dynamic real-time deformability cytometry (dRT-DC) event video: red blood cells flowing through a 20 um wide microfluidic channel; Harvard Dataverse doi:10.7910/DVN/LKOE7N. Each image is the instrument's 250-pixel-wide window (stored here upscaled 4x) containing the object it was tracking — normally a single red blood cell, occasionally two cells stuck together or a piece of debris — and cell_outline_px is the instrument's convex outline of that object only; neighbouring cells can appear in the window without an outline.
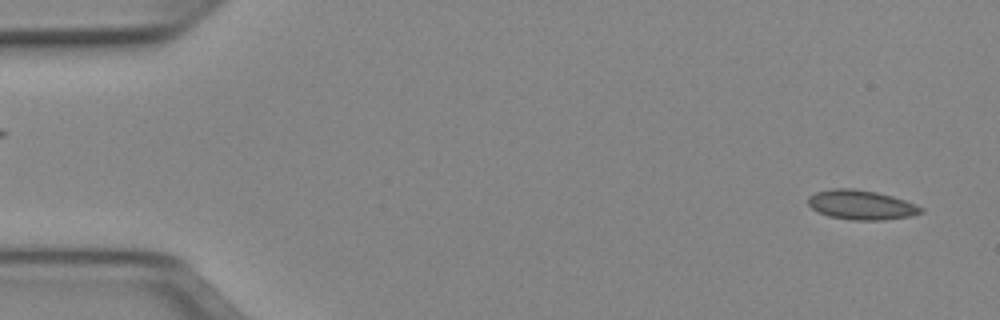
{"species": "Egyptian fruit bat (a non-hibernating species)", "species_latin": "Rousettus aegyptiacus", "temperature_condition": "cold", "stored_images_in_passage": 49, "camera_frame_rate_fps": 3000, "um_per_image_px": 0.085, "animal": {"sex": "female"}, "frame": {"image": 1, "passage_image": 1, "time_ms": 0.0, "image_size_px": [1000, 320], "cell_outline_px": [[924, 212], [912, 216], [880, 220], [852, 220], [828, 216], [812, 208], [808, 204], [808, 196], [816, 192], [832, 188], [852, 188], [876, 192], [892, 196], [916, 204], [924, 208]], "centroid_in_image_um": [73.22, 17.41], "position_along_channel_um": 11.8, "area_um2": 19.42}}
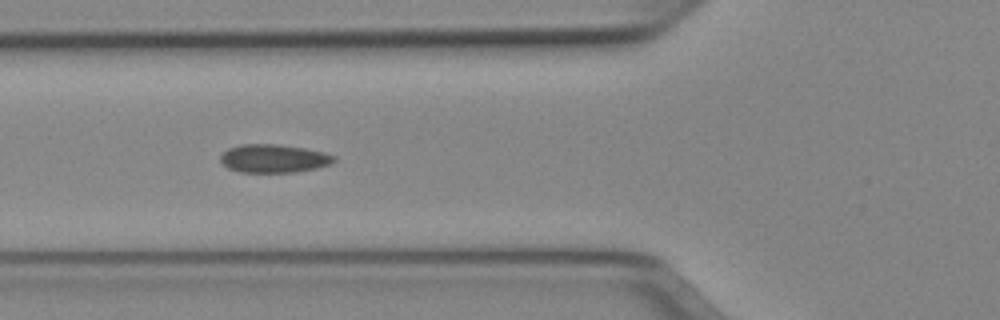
{"frame": {"image": 2, "passage_image": 17, "time_ms": 5.333, "image_size_px": [1000, 320], "cell_outline_px": [[336, 160], [332, 164], [316, 168], [296, 172], [240, 172], [228, 168], [220, 160], [220, 156], [228, 148], [240, 144], [276, 144], [304, 148], [324, 152], [336, 156]], "centroid_in_image_um": [23.29, 13.47], "position_along_channel_um": 102.5, "area_um2": 18.79}}
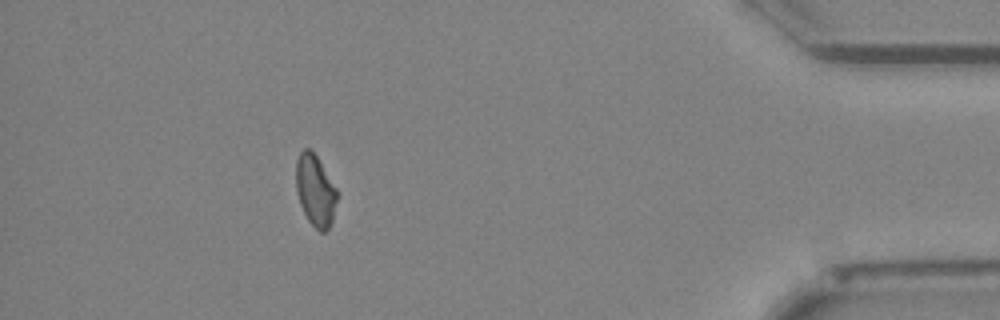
{"frame": {"image": 3, "passage_image": 44, "time_ms": 14.333, "image_size_px": [1000, 320], "cell_outline_px": [[336, 200], [332, 220], [328, 228], [324, 232], [320, 232], [308, 220], [300, 204], [296, 192], [296, 160], [300, 152], [304, 148], [308, 148], [316, 156], [336, 188]], "centroid_in_image_um": [26.77, 16.19], "position_along_channel_um": 408.4, "area_um2": 16.7}, "authors_computed_cell_mechanics": {"area_um2": 18.3804, "velocity_mm_per_s": 3.9853, "shape_relaxation_time_tau1_ms": null, "shape_relaxation_time_tau2_ms": 3.221, "deformation_change_tau1": null, "deformation_change_tau2": 0.0868}}